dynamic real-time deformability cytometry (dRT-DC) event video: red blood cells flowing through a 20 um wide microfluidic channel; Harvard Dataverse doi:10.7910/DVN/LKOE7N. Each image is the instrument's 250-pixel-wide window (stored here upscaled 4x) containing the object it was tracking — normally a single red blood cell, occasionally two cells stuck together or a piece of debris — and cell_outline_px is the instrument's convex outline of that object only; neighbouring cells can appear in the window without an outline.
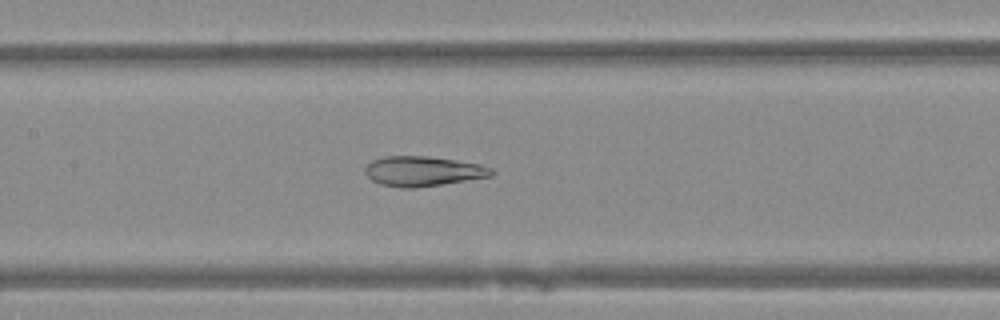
{"species": "Egyptian fruit bat (a non-hibernating species)", "species_latin": "Rousettus aegyptiacus", "temperature_condition": "warm", "stored_images_in_passage": 50, "camera_frame_rate_fps": 3000, "um_per_image_px": 0.085, "animal": {"sex": "female"}, "frame": {"image": 1, "passage_image": 24, "time_ms": 7.667, "image_size_px": [1000, 320], "cell_outline_px": [[496, 172], [492, 176], [416, 188], [404, 188], [380, 184], [372, 180], [364, 172], [364, 168], [372, 160], [384, 156], [428, 156], [456, 160], [480, 164], [492, 168]], "centroid_in_image_um": [35.96, 14.55], "position_along_channel_um": 171.4, "area_um2": 22.08}}
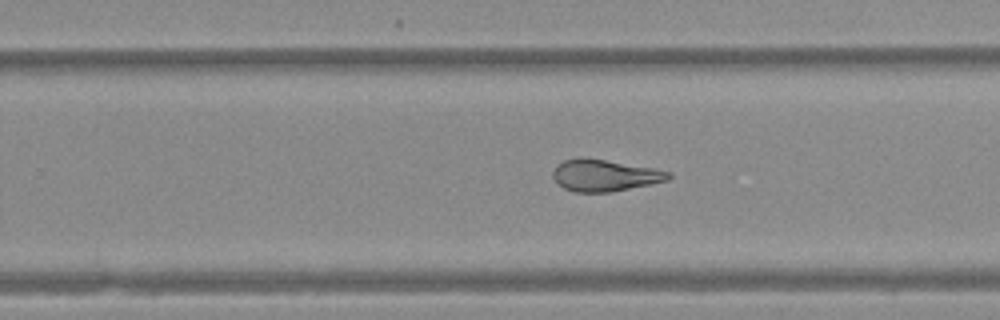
{"frame": {"image": 2, "passage_image": 32, "time_ms": 10.333, "image_size_px": [1000, 320], "cell_outline_px": [[672, 176], [668, 180], [652, 184], [612, 192], [576, 192], [564, 188], [552, 176], [552, 172], [556, 164], [564, 160], [580, 156], [584, 156], [652, 168], [672, 172]], "centroid_in_image_um": [51.39, 14.89], "position_along_channel_um": 278.4, "area_um2": 21.56}}
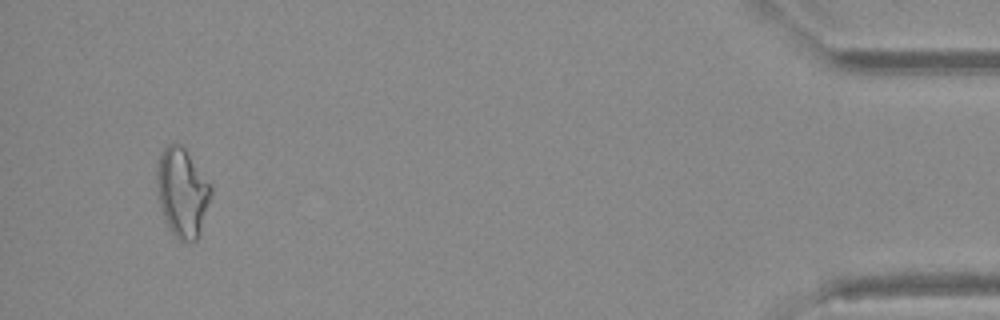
{"frame": {"image": 3, "passage_image": 48, "time_ms": 15.667, "image_size_px": [1000, 320], "cell_outline_px": [[212, 196], [200, 232], [196, 240], [180, 240], [172, 232], [164, 216], [160, 204], [156, 184], [156, 164], [160, 152], [172, 140], [180, 144], [184, 148], [212, 188]], "centroid_in_image_um": [15.47, 16.3], "position_along_channel_um": 419.7, "area_um2": 27.74}}